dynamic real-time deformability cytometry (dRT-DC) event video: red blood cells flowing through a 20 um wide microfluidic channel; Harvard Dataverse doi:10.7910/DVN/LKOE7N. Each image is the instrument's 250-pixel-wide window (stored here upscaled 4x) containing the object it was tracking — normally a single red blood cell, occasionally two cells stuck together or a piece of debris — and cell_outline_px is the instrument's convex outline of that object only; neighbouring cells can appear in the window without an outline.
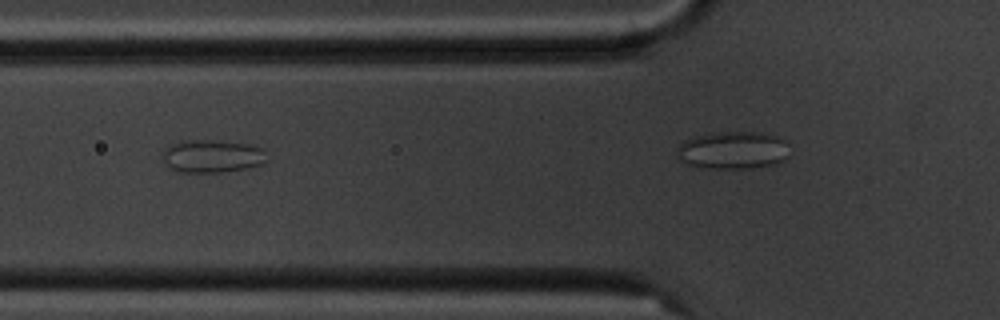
{"species": "common noctule bat (a hibernating species)", "species_latin": "Nyctalus noctula", "temperature_condition": "cold", "stored_images_in_passage": 5, "camera_frame_rate_fps": 3000, "um_per_image_px": 0.085, "animal": {"sex": "male", "body_mass_g": 20.1, "forearm_length_mm": 53.5}, "frame": {"image": 1, "passage_image": 2, "time_ms": 1.333, "image_size_px": [1000, 320], "cell_outline_px": [[268, 160], [260, 164], [248, 168], [224, 172], [180, 172], [168, 168], [160, 160], [160, 156], [164, 148], [172, 144], [184, 140], [208, 140], [252, 144], [260, 148], [264, 152]], "centroid_in_image_um": [17.96, 13.28], "position_along_channel_um": 107.8, "area_um2": 20.29}}
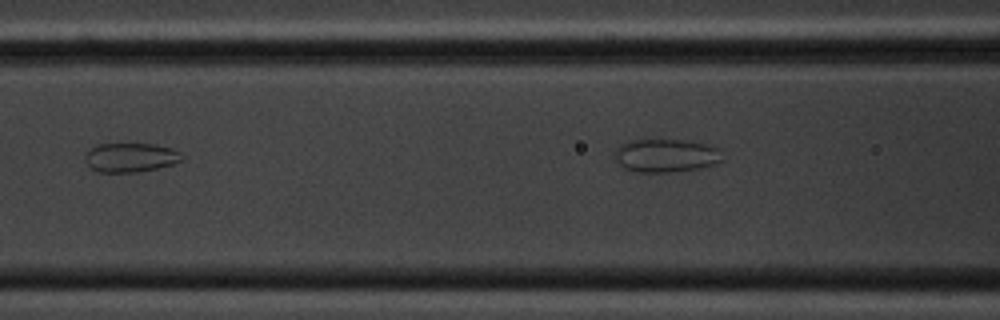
{"frame": {"image": 2, "passage_image": 3, "time_ms": 2.667, "image_size_px": [1000, 320], "cell_outline_px": [[184, 160], [172, 164], [156, 168], [136, 172], [96, 172], [84, 160], [84, 156], [96, 144], [156, 144], [172, 148], [180, 152], [184, 156]], "centroid_in_image_um": [11.12, 13.38], "position_along_channel_um": 155.5, "area_um2": 16.47}}
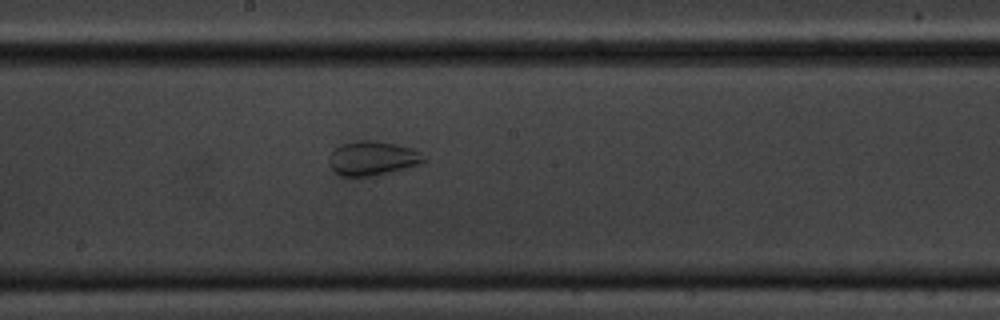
{"frame": {"image": 3, "passage_image": 5, "time_ms": 5.667, "image_size_px": [1000, 320], "cell_outline_px": [[428, 160], [420, 164], [372, 176], [340, 176], [328, 164], [328, 160], [332, 152], [340, 144], [356, 140], [376, 140], [396, 144], [412, 148], [420, 152]], "centroid_in_image_um": [31.66, 13.44], "position_along_channel_um": 216.5, "area_um2": 18.96}}